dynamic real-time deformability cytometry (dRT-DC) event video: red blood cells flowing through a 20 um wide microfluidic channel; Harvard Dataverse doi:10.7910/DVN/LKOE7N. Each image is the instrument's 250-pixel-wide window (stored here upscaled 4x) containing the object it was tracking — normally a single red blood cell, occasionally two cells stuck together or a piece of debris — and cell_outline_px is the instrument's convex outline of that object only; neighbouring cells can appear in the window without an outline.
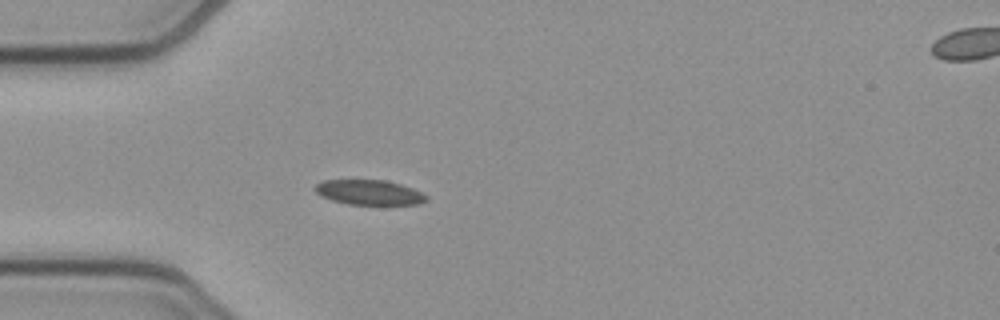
{"species": "common noctule bat (a hibernating species)", "species_latin": "Nyctalus noctula", "temperature_condition": "cold", "stored_images_in_passage": 39, "camera_frame_rate_fps": 3000, "um_per_image_px": 0.085, "animal": {"sex": "female", "body_mass_g": 21.9}, "frame": {"image": 1, "passage_image": 1, "time_ms": 0.0, "image_size_px": [1000, 320], "cell_outline_px": [[428, 200], [420, 204], [348, 204], [332, 200], [320, 196], [312, 188], [316, 184], [324, 180], [384, 180], [400, 184], [412, 188], [428, 196]], "centroid_in_image_um": [31.36, 16.35], "position_along_channel_um": 53.6, "area_um2": 16.13}}
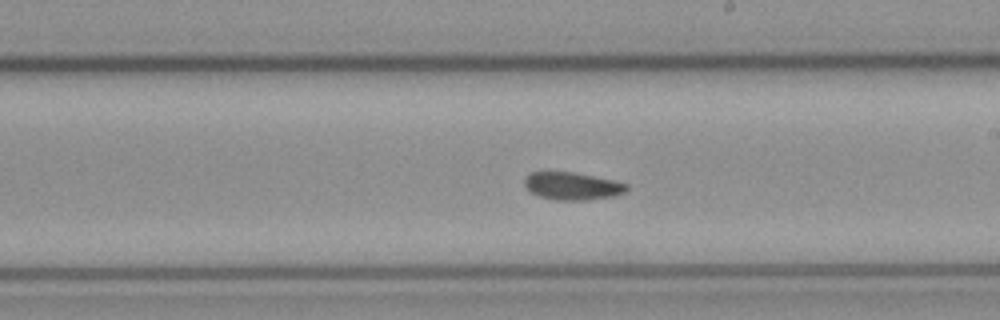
{"frame": {"image": 2, "passage_image": 16, "time_ms": 5.0, "image_size_px": [1000, 320], "cell_outline_px": [[628, 188], [624, 192], [612, 196], [588, 200], [556, 200], [540, 196], [532, 192], [524, 184], [524, 176], [532, 172], [576, 172], [616, 180], [628, 184]], "centroid_in_image_um": [48.67, 15.8], "position_along_channel_um": 240.3, "area_um2": 16.47}}
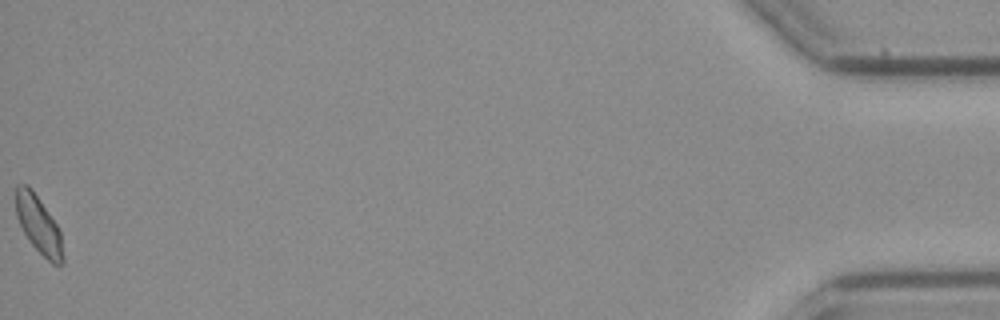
{"frame": {"image": 3, "passage_image": 39, "time_ms": 12.667, "image_size_px": [1000, 320], "cell_outline_px": [[64, 260], [60, 264], [52, 264], [32, 244], [24, 232], [16, 216], [16, 184], [28, 184], [32, 188], [56, 224], [60, 232], [64, 256]], "centroid_in_image_um": [3.28, 19.08], "position_along_channel_um": 431.9, "area_um2": 15.55}}